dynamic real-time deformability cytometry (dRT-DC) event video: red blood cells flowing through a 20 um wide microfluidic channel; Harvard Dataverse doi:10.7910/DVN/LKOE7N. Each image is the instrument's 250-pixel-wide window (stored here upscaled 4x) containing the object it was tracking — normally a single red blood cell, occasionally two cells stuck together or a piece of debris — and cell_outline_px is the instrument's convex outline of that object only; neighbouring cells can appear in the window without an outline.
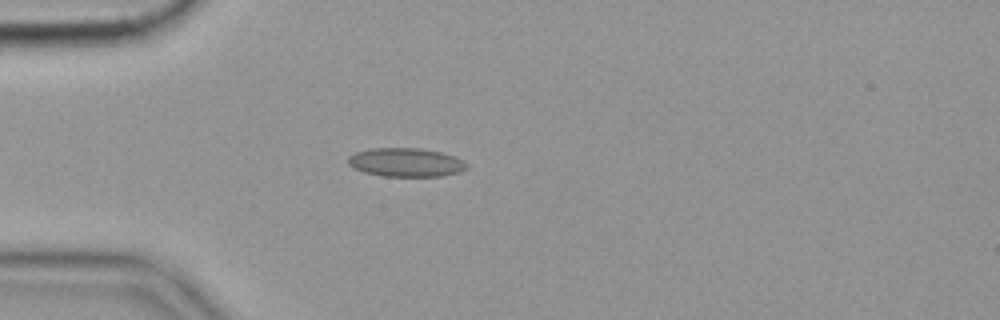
{"species": "common noctule bat (a hibernating species)", "species_latin": "Nyctalus noctula", "temperature_condition": "cold", "stored_images_in_passage": 49, "camera_frame_rate_fps": 3000, "um_per_image_px": 0.085, "animal": {"sex": "female", "body_mass_g": 19.9}, "frame": {"image": 1, "passage_image": 8, "time_ms": 2.333, "image_size_px": [1000, 320], "cell_outline_px": [[468, 168], [460, 172], [440, 176], [384, 176], [364, 172], [352, 168], [348, 164], [348, 156], [356, 152], [372, 148], [420, 148], [440, 152], [456, 156], [468, 164]], "centroid_in_image_um": [34.51, 13.8], "position_along_channel_um": 50.5, "area_um2": 19.94}, "authors_computed_cell_mechanics": {"area_um2": 18.496, "velocity_mm_per_s": 3.5461, "shape_relaxation_time_tau1_ms": null, "shape_relaxation_time_tau2_ms": 1.7573, "deformation_change_tau1": null, "deformation_change_tau2": 0.0835}}